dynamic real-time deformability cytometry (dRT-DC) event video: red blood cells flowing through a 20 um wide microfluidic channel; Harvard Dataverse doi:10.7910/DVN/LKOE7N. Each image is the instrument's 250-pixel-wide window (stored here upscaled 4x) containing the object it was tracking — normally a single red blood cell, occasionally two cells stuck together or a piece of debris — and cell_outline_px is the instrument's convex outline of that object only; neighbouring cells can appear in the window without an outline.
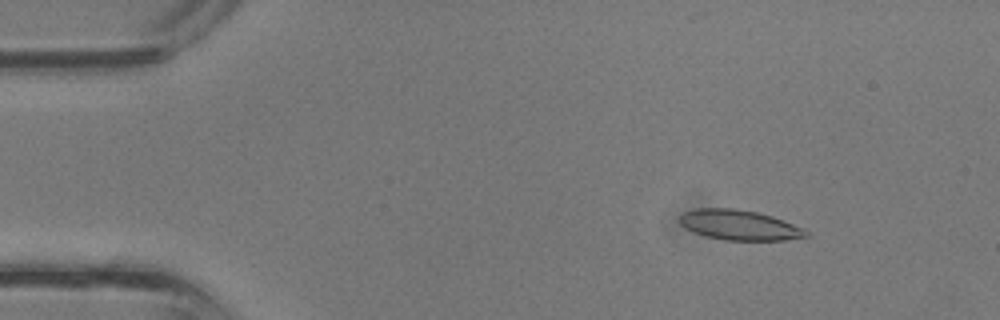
{"species": "common noctule bat (a hibernating species)", "species_latin": "Nyctalus noctula", "temperature_condition": "room temperature", "stored_images_in_passage": 36, "camera_frame_rate_fps": 3000, "um_per_image_px": 0.085, "animal": {"sex": "male", "body_mass_g": 13.3}, "frame": {"image": 1, "passage_image": 4, "time_ms": 1.0, "image_size_px": [1000, 320], "cell_outline_px": [[812, 236], [784, 240], [724, 240], [704, 236], [680, 224], [680, 216], [684, 212], [696, 208], [736, 208], [756, 212], [772, 216], [804, 228]], "centroid_in_image_um": [62.88, 19.13], "position_along_channel_um": 22.1, "area_um2": 22.14}}
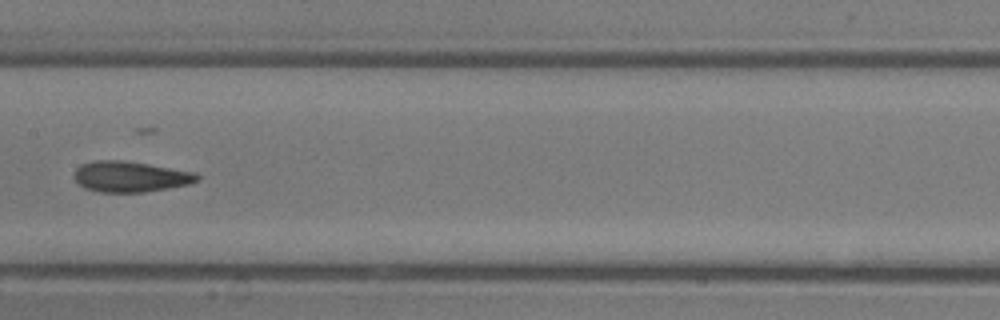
{"frame": {"image": 2, "passage_image": 18, "time_ms": 5.667, "image_size_px": [1000, 320], "cell_outline_px": [[200, 180], [188, 184], [168, 188], [144, 192], [100, 192], [84, 188], [76, 180], [76, 168], [80, 164], [96, 160], [120, 160], [148, 164], [196, 172], [200, 176]], "centroid_in_image_um": [11.1, 15.01], "position_along_channel_um": 196.3, "area_um2": 21.91}}
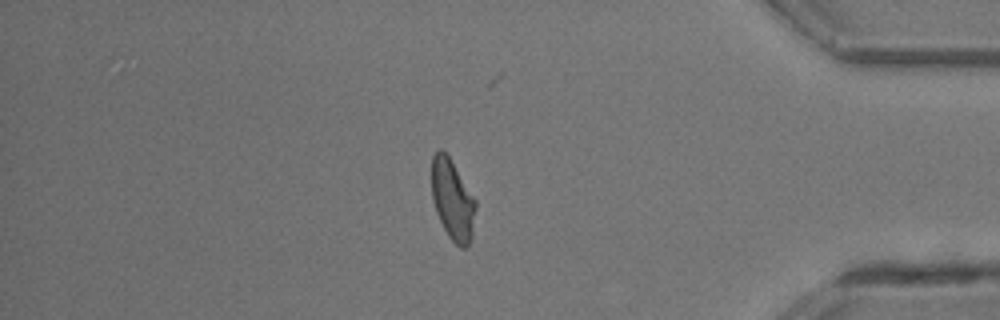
{"frame": {"image": 3, "passage_image": 31, "time_ms": 10.0, "image_size_px": [1000, 320], "cell_outline_px": [[476, 208], [472, 240], [468, 248], [460, 248], [448, 236], [436, 212], [432, 200], [432, 156], [440, 148], [448, 156], [476, 200]], "centroid_in_image_um": [38.48, 17.04], "position_along_channel_um": 396.7, "area_um2": 20.63}}